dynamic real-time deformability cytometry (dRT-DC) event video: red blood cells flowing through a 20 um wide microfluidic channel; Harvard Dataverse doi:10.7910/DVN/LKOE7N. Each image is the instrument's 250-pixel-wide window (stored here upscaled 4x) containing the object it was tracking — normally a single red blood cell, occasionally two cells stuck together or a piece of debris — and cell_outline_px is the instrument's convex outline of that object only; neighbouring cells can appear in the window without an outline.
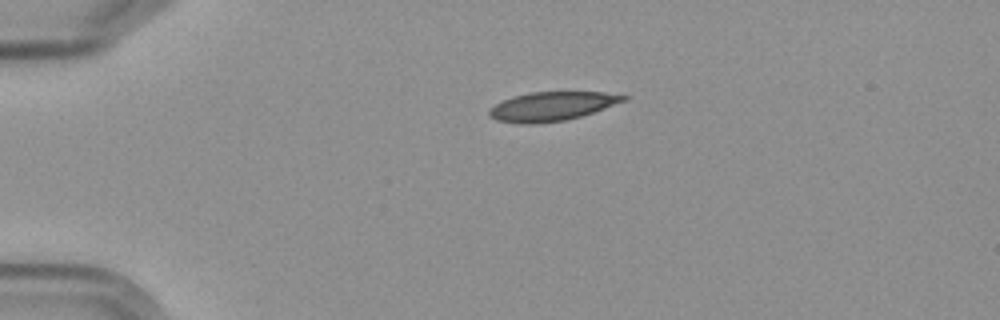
{"species": "Egyptian fruit bat (a non-hibernating species)", "species_latin": "Rousettus aegyptiacus", "temperature_condition": "cold", "stored_images_in_passage": 3, "camera_frame_rate_fps": 3000, "um_per_image_px": 0.085, "frame": {"image": 1, "passage_image": 1, "time_ms": 0.0, "image_size_px": [1000, 320], "cell_outline_px": [[628, 100], [580, 116], [564, 120], [536, 124], [520, 124], [496, 120], [488, 116], [488, 108], [512, 96], [528, 92], [604, 92], [628, 96]], "centroid_in_image_um": [46.86, 9.04], "position_along_channel_um": 38.1, "area_um2": 22.72}}
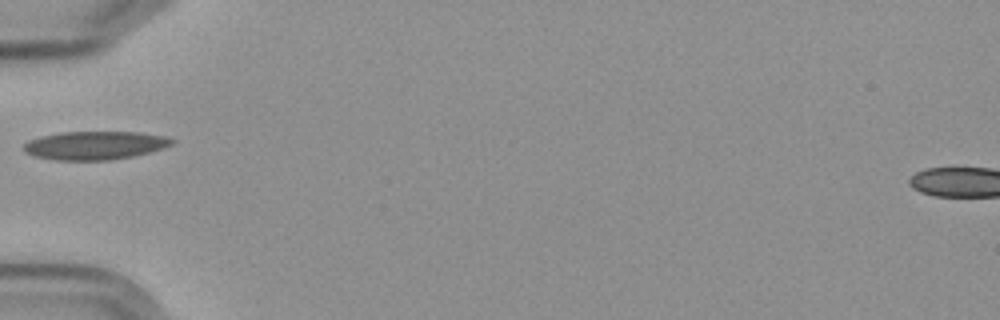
{"frame": {"image": 2, "passage_image": 3, "time_ms": 2.333, "image_size_px": [1000, 320], "cell_outline_px": [[176, 140], [172, 144], [164, 148], [132, 156], [112, 160], [56, 160], [36, 156], [24, 152], [24, 144], [28, 140], [40, 136], [60, 132], [140, 132], [168, 136]], "centroid_in_image_um": [8.09, 12.35], "position_along_channel_um": 76.9, "area_um2": 24.62}}